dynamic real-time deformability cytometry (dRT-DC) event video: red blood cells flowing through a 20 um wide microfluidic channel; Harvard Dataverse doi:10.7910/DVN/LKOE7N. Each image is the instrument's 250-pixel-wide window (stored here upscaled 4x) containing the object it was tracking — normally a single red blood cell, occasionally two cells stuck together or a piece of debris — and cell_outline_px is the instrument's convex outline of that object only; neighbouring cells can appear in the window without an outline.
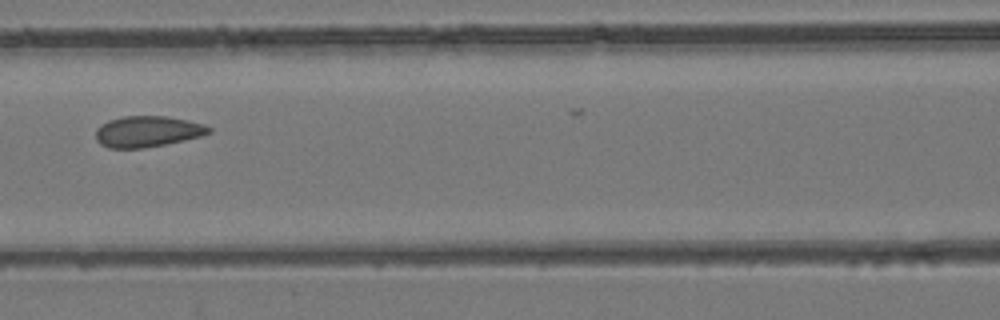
{"species": "common noctule bat (a hibernating species)", "species_latin": "Nyctalus noctula", "temperature_condition": "room temperature", "stored_images_in_passage": 3, "camera_frame_rate_fps": 3000, "um_per_image_px": 0.085, "animal": {"sex": "female", "body_mass_g": 24.6, "forearm_length_mm": 56.2}, "frame": {"image": 1, "passage_image": 3, "time_ms": 0.667, "image_size_px": [1000, 320], "cell_outline_px": [[212, 132], [200, 136], [184, 140], [164, 144], [140, 148], [108, 148], [100, 144], [96, 140], [96, 128], [100, 124], [108, 120], [124, 116], [164, 116], [188, 120], [204, 124], [212, 128]], "centroid_in_image_um": [12.52, 11.17], "position_along_channel_um": 154.1, "area_um2": 20.46}}